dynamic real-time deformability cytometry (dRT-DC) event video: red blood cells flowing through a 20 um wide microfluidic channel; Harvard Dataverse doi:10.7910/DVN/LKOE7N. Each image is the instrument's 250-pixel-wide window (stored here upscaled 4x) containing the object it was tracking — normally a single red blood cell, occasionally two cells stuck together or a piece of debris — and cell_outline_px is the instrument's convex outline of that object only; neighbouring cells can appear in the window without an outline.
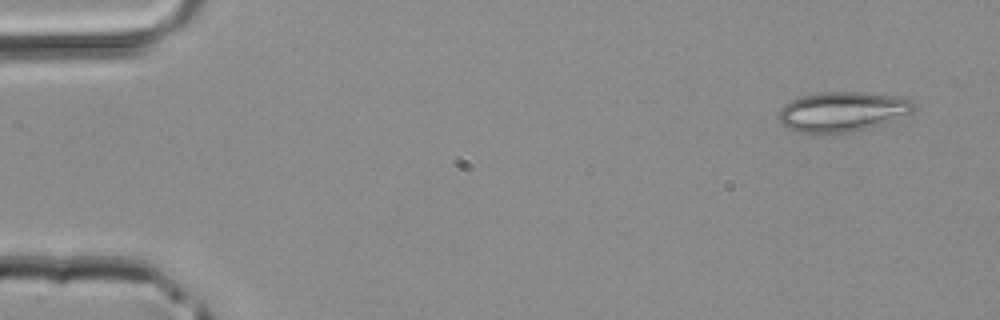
{"species": "common noctule bat (a hibernating species)", "species_latin": "Nyctalus noctula", "temperature_condition": "room temperature", "stored_images_in_passage": 3, "camera_frame_rate_fps": 3000, "um_per_image_px": 0.085, "animal": {"sex": "male", "body_mass_g": 20.4}, "frame": {"image": 1, "passage_image": 1, "time_ms": 0.0, "image_size_px": [1000, 320], "cell_outline_px": [[916, 108], [912, 112], [880, 124], [848, 132], [800, 132], [788, 128], [780, 120], [780, 108], [784, 104], [792, 100], [804, 96], [824, 92], [860, 92], [892, 96], [912, 100], [916, 104]], "centroid_in_image_um": [71.61, 9.47], "position_along_channel_um": 13.4, "area_um2": 30.46}}